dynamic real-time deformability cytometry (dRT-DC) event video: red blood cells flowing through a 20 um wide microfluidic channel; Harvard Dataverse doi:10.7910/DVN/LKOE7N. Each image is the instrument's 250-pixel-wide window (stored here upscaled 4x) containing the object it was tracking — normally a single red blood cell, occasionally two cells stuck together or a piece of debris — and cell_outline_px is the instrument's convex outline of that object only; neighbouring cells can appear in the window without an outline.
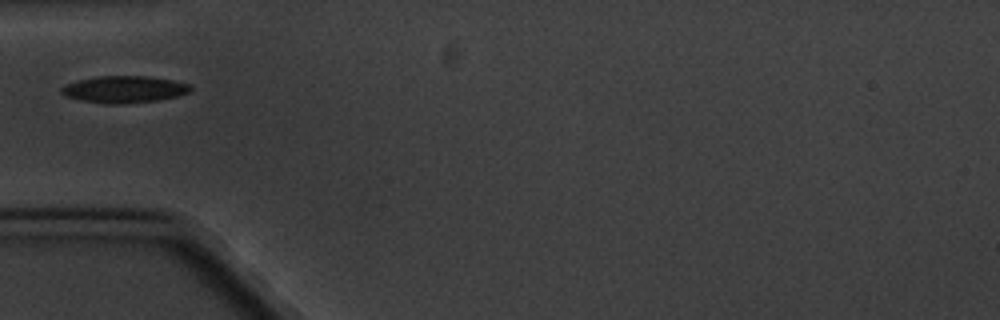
{"species": "common noctule bat (a hibernating species)", "species_latin": "Nyctalus noctula", "temperature_condition": "cold", "stored_images_in_passage": 6, "camera_frame_rate_fps": 3000, "um_per_image_px": 0.085, "animal": {"sex": "male", "body_mass_g": 20.1, "forearm_length_mm": 53.5}, "frame": {"image": 1, "passage_image": 1, "time_ms": 0.0, "image_size_px": [1000, 320], "cell_outline_px": [[192, 92], [180, 96], [160, 100], [124, 104], [104, 104], [80, 100], [64, 96], [60, 92], [60, 88], [68, 84], [80, 80], [96, 76], [148, 76], [172, 80], [188, 84], [192, 88]], "centroid_in_image_um": [10.58, 7.61], "position_along_channel_um": 74.4, "area_um2": 20.46}}